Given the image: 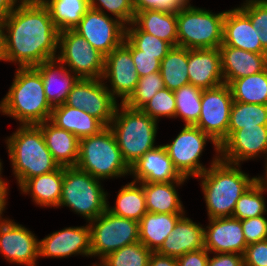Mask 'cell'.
I'll use <instances>...</instances> for the list:
<instances>
[{"mask_svg":"<svg viewBox=\"0 0 267 266\" xmlns=\"http://www.w3.org/2000/svg\"><path fill=\"white\" fill-rule=\"evenodd\" d=\"M131 55L139 77H144L150 73L159 72L161 61L166 56L141 54V50L136 49L132 44Z\"/></svg>","mask_w":267,"mask_h":266,"instance_id":"obj_45","label":"cell"},{"mask_svg":"<svg viewBox=\"0 0 267 266\" xmlns=\"http://www.w3.org/2000/svg\"><path fill=\"white\" fill-rule=\"evenodd\" d=\"M59 30L73 29L85 15L89 0H41Z\"/></svg>","mask_w":267,"mask_h":266,"instance_id":"obj_35","label":"cell"},{"mask_svg":"<svg viewBox=\"0 0 267 266\" xmlns=\"http://www.w3.org/2000/svg\"><path fill=\"white\" fill-rule=\"evenodd\" d=\"M209 256L207 266H244L243 255L235 253H213Z\"/></svg>","mask_w":267,"mask_h":266,"instance_id":"obj_50","label":"cell"},{"mask_svg":"<svg viewBox=\"0 0 267 266\" xmlns=\"http://www.w3.org/2000/svg\"><path fill=\"white\" fill-rule=\"evenodd\" d=\"M247 243L241 221L233 217L209 219L204 228V248L209 253L243 255Z\"/></svg>","mask_w":267,"mask_h":266,"instance_id":"obj_19","label":"cell"},{"mask_svg":"<svg viewBox=\"0 0 267 266\" xmlns=\"http://www.w3.org/2000/svg\"><path fill=\"white\" fill-rule=\"evenodd\" d=\"M212 142L216 153H220V145L197 126L184 125L183 129L170 142L164 144L174 167L185 178L198 177L208 168L200 163L199 159L207 141Z\"/></svg>","mask_w":267,"mask_h":266,"instance_id":"obj_11","label":"cell"},{"mask_svg":"<svg viewBox=\"0 0 267 266\" xmlns=\"http://www.w3.org/2000/svg\"><path fill=\"white\" fill-rule=\"evenodd\" d=\"M9 91L0 102V112L20 122L38 125L50 120L48 102L40 72L35 67H18Z\"/></svg>","mask_w":267,"mask_h":266,"instance_id":"obj_3","label":"cell"},{"mask_svg":"<svg viewBox=\"0 0 267 266\" xmlns=\"http://www.w3.org/2000/svg\"><path fill=\"white\" fill-rule=\"evenodd\" d=\"M105 83L102 78H80L69 92L65 104L83 109L97 118L105 127H109L118 103L106 88Z\"/></svg>","mask_w":267,"mask_h":266,"instance_id":"obj_13","label":"cell"},{"mask_svg":"<svg viewBox=\"0 0 267 266\" xmlns=\"http://www.w3.org/2000/svg\"><path fill=\"white\" fill-rule=\"evenodd\" d=\"M232 103V92L226 83L202 90L201 114L195 126L210 135L219 145L228 138Z\"/></svg>","mask_w":267,"mask_h":266,"instance_id":"obj_12","label":"cell"},{"mask_svg":"<svg viewBox=\"0 0 267 266\" xmlns=\"http://www.w3.org/2000/svg\"><path fill=\"white\" fill-rule=\"evenodd\" d=\"M3 168H2V162H1V159H0V173L2 172Z\"/></svg>","mask_w":267,"mask_h":266,"instance_id":"obj_56","label":"cell"},{"mask_svg":"<svg viewBox=\"0 0 267 266\" xmlns=\"http://www.w3.org/2000/svg\"><path fill=\"white\" fill-rule=\"evenodd\" d=\"M188 49L172 47L162 59L160 73L164 86L175 91L182 86L190 84L188 76Z\"/></svg>","mask_w":267,"mask_h":266,"instance_id":"obj_33","label":"cell"},{"mask_svg":"<svg viewBox=\"0 0 267 266\" xmlns=\"http://www.w3.org/2000/svg\"><path fill=\"white\" fill-rule=\"evenodd\" d=\"M59 32L41 0H22L4 18L2 61L36 67L56 59Z\"/></svg>","mask_w":267,"mask_h":266,"instance_id":"obj_1","label":"cell"},{"mask_svg":"<svg viewBox=\"0 0 267 266\" xmlns=\"http://www.w3.org/2000/svg\"><path fill=\"white\" fill-rule=\"evenodd\" d=\"M109 79V80H108ZM102 80H108L111 88L106 84V88L116 99L121 98L120 103H124L135 91L139 81L131 55V43L124 38L123 43L112 50L105 57V70Z\"/></svg>","mask_w":267,"mask_h":266,"instance_id":"obj_15","label":"cell"},{"mask_svg":"<svg viewBox=\"0 0 267 266\" xmlns=\"http://www.w3.org/2000/svg\"><path fill=\"white\" fill-rule=\"evenodd\" d=\"M0 252L10 263L36 266L39 240L32 231L7 218L0 222Z\"/></svg>","mask_w":267,"mask_h":266,"instance_id":"obj_16","label":"cell"},{"mask_svg":"<svg viewBox=\"0 0 267 266\" xmlns=\"http://www.w3.org/2000/svg\"><path fill=\"white\" fill-rule=\"evenodd\" d=\"M243 261L244 266H267V240L248 244Z\"/></svg>","mask_w":267,"mask_h":266,"instance_id":"obj_48","label":"cell"},{"mask_svg":"<svg viewBox=\"0 0 267 266\" xmlns=\"http://www.w3.org/2000/svg\"><path fill=\"white\" fill-rule=\"evenodd\" d=\"M260 30H255L250 18L239 8L226 11L223 29V44L248 52L267 54L259 39Z\"/></svg>","mask_w":267,"mask_h":266,"instance_id":"obj_22","label":"cell"},{"mask_svg":"<svg viewBox=\"0 0 267 266\" xmlns=\"http://www.w3.org/2000/svg\"><path fill=\"white\" fill-rule=\"evenodd\" d=\"M91 257L90 226L67 227L39 240V258Z\"/></svg>","mask_w":267,"mask_h":266,"instance_id":"obj_18","label":"cell"},{"mask_svg":"<svg viewBox=\"0 0 267 266\" xmlns=\"http://www.w3.org/2000/svg\"><path fill=\"white\" fill-rule=\"evenodd\" d=\"M247 245L267 240V218L264 215L241 221Z\"/></svg>","mask_w":267,"mask_h":266,"instance_id":"obj_46","label":"cell"},{"mask_svg":"<svg viewBox=\"0 0 267 266\" xmlns=\"http://www.w3.org/2000/svg\"><path fill=\"white\" fill-rule=\"evenodd\" d=\"M64 167L28 179L21 187V193L30 194L35 204L42 207H58L62 191Z\"/></svg>","mask_w":267,"mask_h":266,"instance_id":"obj_28","label":"cell"},{"mask_svg":"<svg viewBox=\"0 0 267 266\" xmlns=\"http://www.w3.org/2000/svg\"><path fill=\"white\" fill-rule=\"evenodd\" d=\"M260 154L266 155L267 162V125L243 127L220 145V159L232 164L240 165L241 161L260 157Z\"/></svg>","mask_w":267,"mask_h":266,"instance_id":"obj_17","label":"cell"},{"mask_svg":"<svg viewBox=\"0 0 267 266\" xmlns=\"http://www.w3.org/2000/svg\"><path fill=\"white\" fill-rule=\"evenodd\" d=\"M239 8L250 18L255 30H260L259 39L267 52V0H246Z\"/></svg>","mask_w":267,"mask_h":266,"instance_id":"obj_43","label":"cell"},{"mask_svg":"<svg viewBox=\"0 0 267 266\" xmlns=\"http://www.w3.org/2000/svg\"><path fill=\"white\" fill-rule=\"evenodd\" d=\"M226 11L213 13L190 3L177 12V46L187 49L219 48L223 43Z\"/></svg>","mask_w":267,"mask_h":266,"instance_id":"obj_8","label":"cell"},{"mask_svg":"<svg viewBox=\"0 0 267 266\" xmlns=\"http://www.w3.org/2000/svg\"><path fill=\"white\" fill-rule=\"evenodd\" d=\"M76 167L100 180L130 174L114 133L105 127L98 134L80 139Z\"/></svg>","mask_w":267,"mask_h":266,"instance_id":"obj_6","label":"cell"},{"mask_svg":"<svg viewBox=\"0 0 267 266\" xmlns=\"http://www.w3.org/2000/svg\"><path fill=\"white\" fill-rule=\"evenodd\" d=\"M209 252L202 248L177 257L178 266H207Z\"/></svg>","mask_w":267,"mask_h":266,"instance_id":"obj_49","label":"cell"},{"mask_svg":"<svg viewBox=\"0 0 267 266\" xmlns=\"http://www.w3.org/2000/svg\"><path fill=\"white\" fill-rule=\"evenodd\" d=\"M133 23L142 31L177 46V12L144 10L135 13Z\"/></svg>","mask_w":267,"mask_h":266,"instance_id":"obj_31","label":"cell"},{"mask_svg":"<svg viewBox=\"0 0 267 266\" xmlns=\"http://www.w3.org/2000/svg\"><path fill=\"white\" fill-rule=\"evenodd\" d=\"M187 70L190 84L202 90L225 83L219 48L188 49Z\"/></svg>","mask_w":267,"mask_h":266,"instance_id":"obj_21","label":"cell"},{"mask_svg":"<svg viewBox=\"0 0 267 266\" xmlns=\"http://www.w3.org/2000/svg\"><path fill=\"white\" fill-rule=\"evenodd\" d=\"M92 266H101V265L100 264H97V263L96 264L94 263Z\"/></svg>","mask_w":267,"mask_h":266,"instance_id":"obj_57","label":"cell"},{"mask_svg":"<svg viewBox=\"0 0 267 266\" xmlns=\"http://www.w3.org/2000/svg\"><path fill=\"white\" fill-rule=\"evenodd\" d=\"M222 74L224 82L254 75L267 68V54L248 52L240 48L220 45Z\"/></svg>","mask_w":267,"mask_h":266,"instance_id":"obj_23","label":"cell"},{"mask_svg":"<svg viewBox=\"0 0 267 266\" xmlns=\"http://www.w3.org/2000/svg\"><path fill=\"white\" fill-rule=\"evenodd\" d=\"M58 61L79 78L100 79L105 70V56L73 29L59 32Z\"/></svg>","mask_w":267,"mask_h":266,"instance_id":"obj_10","label":"cell"},{"mask_svg":"<svg viewBox=\"0 0 267 266\" xmlns=\"http://www.w3.org/2000/svg\"><path fill=\"white\" fill-rule=\"evenodd\" d=\"M37 126L41 129L46 146L59 166H76L80 140L71 132L57 127L50 120Z\"/></svg>","mask_w":267,"mask_h":266,"instance_id":"obj_26","label":"cell"},{"mask_svg":"<svg viewBox=\"0 0 267 266\" xmlns=\"http://www.w3.org/2000/svg\"><path fill=\"white\" fill-rule=\"evenodd\" d=\"M89 8L73 28L105 57L119 47L125 38V25L114 17Z\"/></svg>","mask_w":267,"mask_h":266,"instance_id":"obj_14","label":"cell"},{"mask_svg":"<svg viewBox=\"0 0 267 266\" xmlns=\"http://www.w3.org/2000/svg\"><path fill=\"white\" fill-rule=\"evenodd\" d=\"M183 183H140L145 194L147 212L185 214L183 204L176 190Z\"/></svg>","mask_w":267,"mask_h":266,"instance_id":"obj_29","label":"cell"},{"mask_svg":"<svg viewBox=\"0 0 267 266\" xmlns=\"http://www.w3.org/2000/svg\"><path fill=\"white\" fill-rule=\"evenodd\" d=\"M148 266H178L176 257L165 256L152 252L149 258Z\"/></svg>","mask_w":267,"mask_h":266,"instance_id":"obj_51","label":"cell"},{"mask_svg":"<svg viewBox=\"0 0 267 266\" xmlns=\"http://www.w3.org/2000/svg\"><path fill=\"white\" fill-rule=\"evenodd\" d=\"M35 68L41 74L44 92L51 106L65 104L69 92L80 78L57 58L40 63Z\"/></svg>","mask_w":267,"mask_h":266,"instance_id":"obj_24","label":"cell"},{"mask_svg":"<svg viewBox=\"0 0 267 266\" xmlns=\"http://www.w3.org/2000/svg\"><path fill=\"white\" fill-rule=\"evenodd\" d=\"M4 48V19L0 18V61H2Z\"/></svg>","mask_w":267,"mask_h":266,"instance_id":"obj_54","label":"cell"},{"mask_svg":"<svg viewBox=\"0 0 267 266\" xmlns=\"http://www.w3.org/2000/svg\"><path fill=\"white\" fill-rule=\"evenodd\" d=\"M135 12L144 10H164L178 12L188 5L190 0H131Z\"/></svg>","mask_w":267,"mask_h":266,"instance_id":"obj_47","label":"cell"},{"mask_svg":"<svg viewBox=\"0 0 267 266\" xmlns=\"http://www.w3.org/2000/svg\"><path fill=\"white\" fill-rule=\"evenodd\" d=\"M130 175L138 183L185 182L174 167L163 145H158L144 154L130 167Z\"/></svg>","mask_w":267,"mask_h":266,"instance_id":"obj_20","label":"cell"},{"mask_svg":"<svg viewBox=\"0 0 267 266\" xmlns=\"http://www.w3.org/2000/svg\"><path fill=\"white\" fill-rule=\"evenodd\" d=\"M164 87L165 86L160 71L150 73L144 77H139L135 91L124 102V104L131 109H140Z\"/></svg>","mask_w":267,"mask_h":266,"instance_id":"obj_41","label":"cell"},{"mask_svg":"<svg viewBox=\"0 0 267 266\" xmlns=\"http://www.w3.org/2000/svg\"><path fill=\"white\" fill-rule=\"evenodd\" d=\"M2 172L0 173V222L3 220H6V218H2V214L4 212V210L6 209V200H7V196H8V182H5V179H2Z\"/></svg>","mask_w":267,"mask_h":266,"instance_id":"obj_52","label":"cell"},{"mask_svg":"<svg viewBox=\"0 0 267 266\" xmlns=\"http://www.w3.org/2000/svg\"><path fill=\"white\" fill-rule=\"evenodd\" d=\"M89 7L104 14L109 11L125 26L133 22L136 13L131 0H89Z\"/></svg>","mask_w":267,"mask_h":266,"instance_id":"obj_44","label":"cell"},{"mask_svg":"<svg viewBox=\"0 0 267 266\" xmlns=\"http://www.w3.org/2000/svg\"><path fill=\"white\" fill-rule=\"evenodd\" d=\"M176 112L175 118L181 117L185 125L195 126L201 114L202 89L187 84L174 91Z\"/></svg>","mask_w":267,"mask_h":266,"instance_id":"obj_37","label":"cell"},{"mask_svg":"<svg viewBox=\"0 0 267 266\" xmlns=\"http://www.w3.org/2000/svg\"><path fill=\"white\" fill-rule=\"evenodd\" d=\"M7 152L19 188L30 178L59 167L37 125H21L6 139Z\"/></svg>","mask_w":267,"mask_h":266,"instance_id":"obj_4","label":"cell"},{"mask_svg":"<svg viewBox=\"0 0 267 266\" xmlns=\"http://www.w3.org/2000/svg\"><path fill=\"white\" fill-rule=\"evenodd\" d=\"M107 195L100 179L92 177L76 166L64 167L58 208L67 206L89 222L107 210Z\"/></svg>","mask_w":267,"mask_h":266,"instance_id":"obj_7","label":"cell"},{"mask_svg":"<svg viewBox=\"0 0 267 266\" xmlns=\"http://www.w3.org/2000/svg\"><path fill=\"white\" fill-rule=\"evenodd\" d=\"M267 125V105L233 101L230 110L228 137L243 127Z\"/></svg>","mask_w":267,"mask_h":266,"instance_id":"obj_38","label":"cell"},{"mask_svg":"<svg viewBox=\"0 0 267 266\" xmlns=\"http://www.w3.org/2000/svg\"><path fill=\"white\" fill-rule=\"evenodd\" d=\"M183 215L146 212L139 221V241L156 252Z\"/></svg>","mask_w":267,"mask_h":266,"instance_id":"obj_30","label":"cell"},{"mask_svg":"<svg viewBox=\"0 0 267 266\" xmlns=\"http://www.w3.org/2000/svg\"><path fill=\"white\" fill-rule=\"evenodd\" d=\"M152 251L140 241L123 246L100 261L101 266H148Z\"/></svg>","mask_w":267,"mask_h":266,"instance_id":"obj_39","label":"cell"},{"mask_svg":"<svg viewBox=\"0 0 267 266\" xmlns=\"http://www.w3.org/2000/svg\"><path fill=\"white\" fill-rule=\"evenodd\" d=\"M125 38L141 50V54L166 55L172 48L168 42L140 30L133 22L125 27Z\"/></svg>","mask_w":267,"mask_h":266,"instance_id":"obj_40","label":"cell"},{"mask_svg":"<svg viewBox=\"0 0 267 266\" xmlns=\"http://www.w3.org/2000/svg\"><path fill=\"white\" fill-rule=\"evenodd\" d=\"M266 190L267 181L258 178L238 199L232 217L242 221L265 215L267 209L263 194Z\"/></svg>","mask_w":267,"mask_h":266,"instance_id":"obj_36","label":"cell"},{"mask_svg":"<svg viewBox=\"0 0 267 266\" xmlns=\"http://www.w3.org/2000/svg\"><path fill=\"white\" fill-rule=\"evenodd\" d=\"M157 123L140 109H131L124 103L117 105L109 128L114 133L123 159L129 167L158 146H155Z\"/></svg>","mask_w":267,"mask_h":266,"instance_id":"obj_5","label":"cell"},{"mask_svg":"<svg viewBox=\"0 0 267 266\" xmlns=\"http://www.w3.org/2000/svg\"><path fill=\"white\" fill-rule=\"evenodd\" d=\"M91 257L100 261L123 246L139 241V222L112 214L108 210L89 221Z\"/></svg>","mask_w":267,"mask_h":266,"instance_id":"obj_9","label":"cell"},{"mask_svg":"<svg viewBox=\"0 0 267 266\" xmlns=\"http://www.w3.org/2000/svg\"><path fill=\"white\" fill-rule=\"evenodd\" d=\"M50 121L59 128L74 134L79 140L98 134L105 126L83 109L66 104L53 107Z\"/></svg>","mask_w":267,"mask_h":266,"instance_id":"obj_27","label":"cell"},{"mask_svg":"<svg viewBox=\"0 0 267 266\" xmlns=\"http://www.w3.org/2000/svg\"><path fill=\"white\" fill-rule=\"evenodd\" d=\"M22 0H0V18H6Z\"/></svg>","mask_w":267,"mask_h":266,"instance_id":"obj_53","label":"cell"},{"mask_svg":"<svg viewBox=\"0 0 267 266\" xmlns=\"http://www.w3.org/2000/svg\"><path fill=\"white\" fill-rule=\"evenodd\" d=\"M229 87L233 101L267 105V68L260 73L235 79Z\"/></svg>","mask_w":267,"mask_h":266,"instance_id":"obj_34","label":"cell"},{"mask_svg":"<svg viewBox=\"0 0 267 266\" xmlns=\"http://www.w3.org/2000/svg\"><path fill=\"white\" fill-rule=\"evenodd\" d=\"M140 110L155 121L160 117L175 118L176 104L174 91L164 87L159 90Z\"/></svg>","mask_w":267,"mask_h":266,"instance_id":"obj_42","label":"cell"},{"mask_svg":"<svg viewBox=\"0 0 267 266\" xmlns=\"http://www.w3.org/2000/svg\"><path fill=\"white\" fill-rule=\"evenodd\" d=\"M240 166L221 160L216 153L210 168L196 177L201 179L209 219L232 217L238 199L259 178L249 177Z\"/></svg>","mask_w":267,"mask_h":266,"instance_id":"obj_2","label":"cell"},{"mask_svg":"<svg viewBox=\"0 0 267 266\" xmlns=\"http://www.w3.org/2000/svg\"><path fill=\"white\" fill-rule=\"evenodd\" d=\"M202 248H204V227L184 214L156 252L177 258Z\"/></svg>","mask_w":267,"mask_h":266,"instance_id":"obj_25","label":"cell"},{"mask_svg":"<svg viewBox=\"0 0 267 266\" xmlns=\"http://www.w3.org/2000/svg\"><path fill=\"white\" fill-rule=\"evenodd\" d=\"M107 210L114 215L139 222L147 212L143 186L134 181L122 186L114 207L107 204Z\"/></svg>","mask_w":267,"mask_h":266,"instance_id":"obj_32","label":"cell"},{"mask_svg":"<svg viewBox=\"0 0 267 266\" xmlns=\"http://www.w3.org/2000/svg\"><path fill=\"white\" fill-rule=\"evenodd\" d=\"M265 175H263V176H265V177H263V176H258L260 179H262V180H265V181H267V162H266V164H265Z\"/></svg>","mask_w":267,"mask_h":266,"instance_id":"obj_55","label":"cell"}]
</instances>
